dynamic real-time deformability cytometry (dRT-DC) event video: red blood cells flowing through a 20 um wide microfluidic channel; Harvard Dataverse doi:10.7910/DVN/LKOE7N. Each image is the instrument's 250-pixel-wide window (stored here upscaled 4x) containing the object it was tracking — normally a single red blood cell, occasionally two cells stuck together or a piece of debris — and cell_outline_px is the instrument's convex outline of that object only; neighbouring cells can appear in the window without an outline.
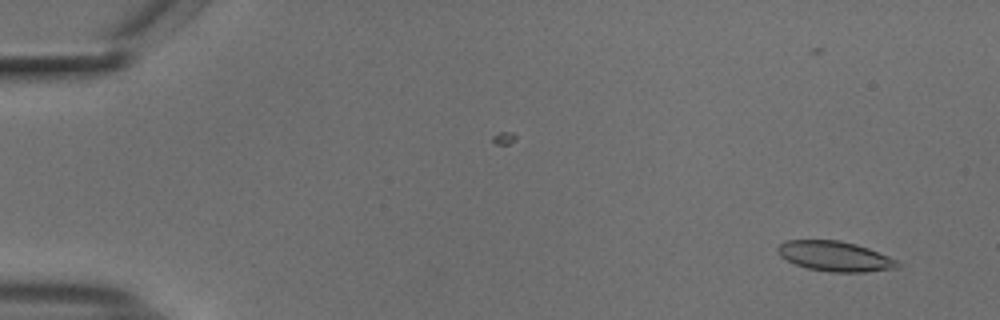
{"species": "common noctule bat (a hibernating species)", "species_latin": "Nyctalus noctula", "temperature_condition": "cold", "stored_images_in_passage": 54, "camera_frame_rate_fps": 3000, "um_per_image_px": 0.085, "animal": {"sex": "male", "body_mass_g": 18.8}, "frame": {"image": 1, "passage_image": 2, "time_ms": 0.333, "image_size_px": [1000, 320], "cell_outline_px": [[904, 264], [896, 268], [864, 272], [832, 272], [808, 268], [796, 264], [780, 256], [776, 252], [776, 248], [784, 240], [840, 240], [856, 244], [868, 248], [900, 260]], "centroid_in_image_um": [71.01, 21.78], "position_along_channel_um": 14.0, "area_um2": 21.15}}
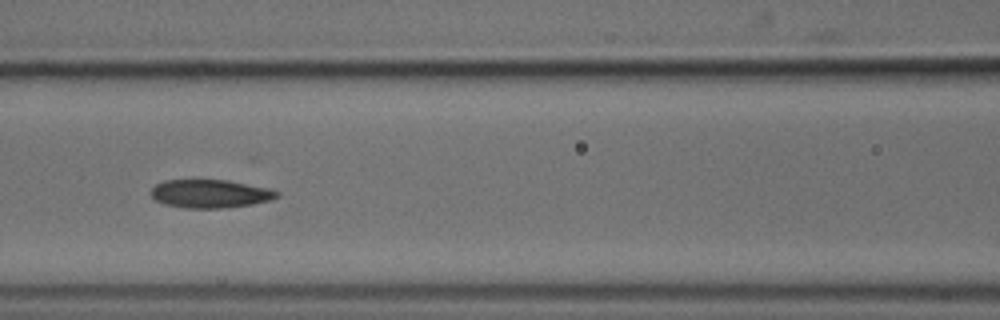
{"frame": {"image": 2, "passage_image": 23, "time_ms": 7.333, "image_size_px": [1000, 320], "cell_outline_px": [[280, 196], [268, 200], [252, 204], [220, 208], [184, 208], [164, 204], [156, 200], [152, 196], [152, 188], [156, 184], [164, 180], [192, 176], [228, 180], [268, 188], [280, 192]], "centroid_in_image_um": [17.81, 16.41], "position_along_channel_um": 148.8, "area_um2": 21.56}}
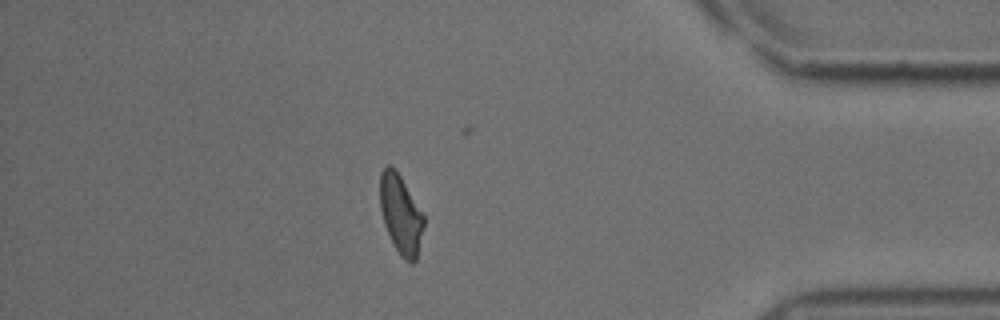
{"frame": {"image": 3, "passage_image": 46, "time_ms": 15.0, "image_size_px": [1000, 320], "cell_outline_px": [[424, 224], [416, 260], [412, 264], [404, 260], [400, 256], [384, 224], [380, 208], [380, 172], [388, 164], [400, 176], [424, 212]], "centroid_in_image_um": [34.08, 18.23], "position_along_channel_um": 401.1, "area_um2": 20.06}, "authors_computed_cell_mechanics": {"area_um2": 21.2993, "velocity_mm_per_s": 3.7228, "shape_relaxation_time_tau1_ms": 5.8804, "shape_relaxation_time_tau2_ms": 2.5228, "deformation_change_tau1": 0.1562, "deformation_change_tau2": 0.082}}